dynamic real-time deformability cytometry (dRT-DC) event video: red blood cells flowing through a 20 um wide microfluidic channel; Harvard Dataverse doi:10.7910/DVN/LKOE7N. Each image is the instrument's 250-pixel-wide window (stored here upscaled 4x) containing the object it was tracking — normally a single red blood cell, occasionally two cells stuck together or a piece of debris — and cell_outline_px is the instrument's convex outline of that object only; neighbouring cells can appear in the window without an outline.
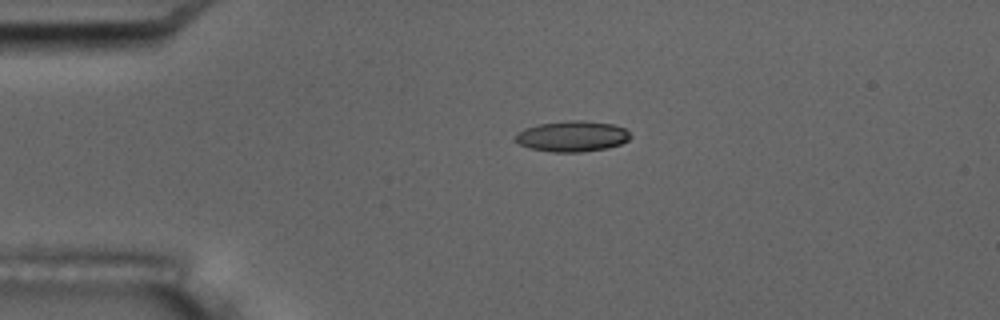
{"species": "common noctule bat (a hibernating species)", "species_latin": "Nyctalus noctula", "temperature_condition": "room temperature", "stored_images_in_passage": 2, "camera_frame_rate_fps": 3000, "um_per_image_px": 0.085, "animal": {"sex": "male", "body_mass_g": 17.5, "forearm_length_mm": 52.3}, "frame": {"image": 1, "passage_image": 1, "time_ms": 0.0, "image_size_px": [1000, 320], "cell_outline_px": [[632, 136], [628, 140], [620, 144], [608, 148], [580, 152], [552, 152], [528, 148], [520, 144], [516, 140], [516, 132], [524, 128], [540, 124], [568, 120], [584, 120], [612, 124], [624, 128]], "centroid_in_image_um": [48.64, 11.58], "position_along_channel_um": 36.4, "area_um2": 20.63}}